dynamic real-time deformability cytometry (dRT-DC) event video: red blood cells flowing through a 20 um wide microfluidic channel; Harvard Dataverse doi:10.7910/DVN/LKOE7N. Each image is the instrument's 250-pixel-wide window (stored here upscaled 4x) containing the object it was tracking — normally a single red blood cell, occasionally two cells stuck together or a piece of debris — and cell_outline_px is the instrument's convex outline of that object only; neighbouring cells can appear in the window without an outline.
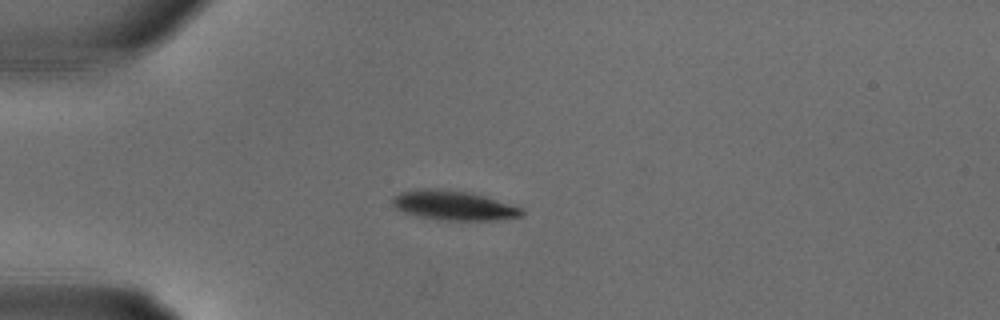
{"species": "common noctule bat (a hibernating species)", "species_latin": "Nyctalus noctula", "temperature_condition": "warm", "stored_images_in_passage": 30, "camera_frame_rate_fps": 3000, "um_per_image_px": 0.085, "animal": {"sex": "male", "body_mass_g": 18.8}, "frame": {"image": 1, "passage_image": 8, "time_ms": 2.333, "image_size_px": [1000, 320], "cell_outline_px": [[524, 216], [500, 220], [444, 220], [416, 216], [404, 212], [396, 208], [392, 204], [392, 200], [400, 192], [424, 188], [428, 188], [468, 192], [484, 196], [520, 208], [524, 212]], "centroid_in_image_um": [38.55, 17.47], "position_along_channel_um": 46.4, "area_um2": 21.91}}
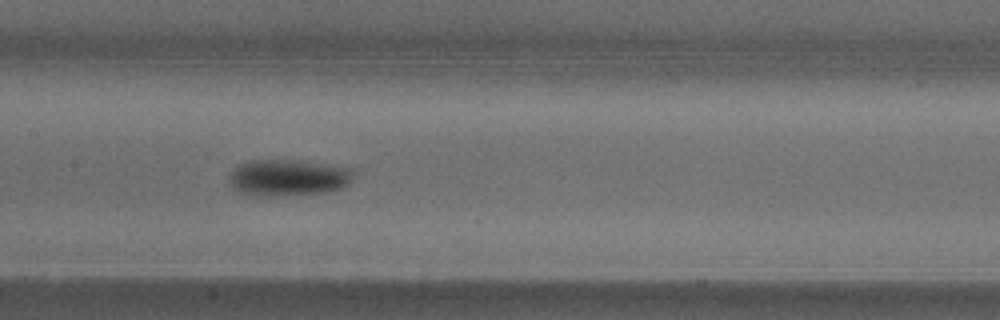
{"frame": {"image": 2, "passage_image": 15, "time_ms": 4.667, "image_size_px": [1000, 320], "cell_outline_px": [[352, 180], [348, 184], [340, 188], [328, 192], [272, 196], [252, 196], [240, 192], [232, 188], [228, 180], [228, 176], [236, 164], [248, 160], [296, 160], [352, 168]], "centroid_in_image_um": [24.41, 15.1], "position_along_channel_um": 183.0, "area_um2": 26.7}}
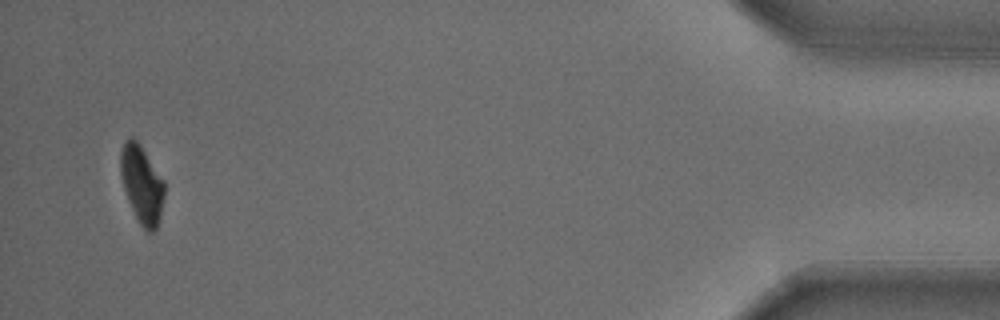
{"frame": {"image": 3, "passage_image": 29, "time_ms": 9.333, "image_size_px": [1000, 320], "cell_outline_px": [[164, 196], [160, 220], [156, 228], [152, 232], [148, 232], [140, 224], [128, 200], [120, 176], [120, 152], [124, 140], [132, 136], [140, 144], [164, 180]], "centroid_in_image_um": [12.05, 15.64], "position_along_channel_um": 423.2, "area_um2": 19.88}}